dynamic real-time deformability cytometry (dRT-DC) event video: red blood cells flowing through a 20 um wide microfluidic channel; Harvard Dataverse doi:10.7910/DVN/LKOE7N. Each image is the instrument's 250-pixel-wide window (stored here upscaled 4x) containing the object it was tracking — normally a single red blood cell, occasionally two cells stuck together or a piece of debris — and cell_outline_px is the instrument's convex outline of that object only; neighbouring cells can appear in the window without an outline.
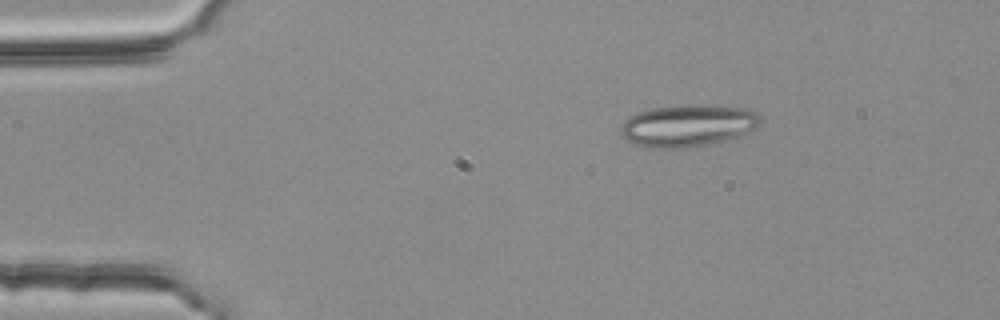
{"species": "common noctule bat (a hibernating species)", "species_latin": "Nyctalus noctula", "temperature_condition": "room temperature", "stored_images_in_passage": 2, "camera_frame_rate_fps": 3000, "um_per_image_px": 0.085, "animal": {"sex": "female", "body_mass_g": 25.1}, "frame": {"image": 1, "passage_image": 1, "time_ms": 0.0, "image_size_px": [1000, 320], "cell_outline_px": [[760, 124], [740, 136], [724, 140], [688, 148], [644, 148], [632, 144], [620, 132], [620, 128], [624, 120], [628, 116], [636, 112], [656, 108], [688, 104], [700, 104], [748, 108], [756, 112], [760, 116]], "centroid_in_image_um": [58.44, 10.67], "position_along_channel_um": 26.6, "area_um2": 34.45}}